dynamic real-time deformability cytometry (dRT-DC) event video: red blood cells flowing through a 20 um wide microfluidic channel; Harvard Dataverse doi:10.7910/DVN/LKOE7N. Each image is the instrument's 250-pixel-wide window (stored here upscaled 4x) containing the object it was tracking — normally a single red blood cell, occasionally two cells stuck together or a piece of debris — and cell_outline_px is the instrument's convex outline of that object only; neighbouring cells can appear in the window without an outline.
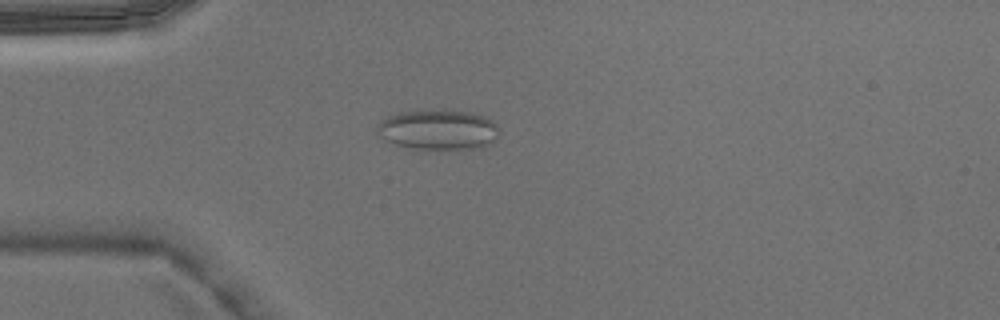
{"species": "Egyptian fruit bat (a non-hibernating species)", "species_latin": "Rousettus aegyptiacus", "temperature_condition": "warm", "stored_images_in_passage": 5, "camera_frame_rate_fps": 3000, "um_per_image_px": 0.085, "animal": {"sex": "male"}, "frame": {"image": 1, "passage_image": 4, "time_ms": 1.0, "image_size_px": [1000, 320], "cell_outline_px": [[500, 132], [492, 144], [480, 148], [412, 148], [396, 144], [384, 140], [376, 136], [376, 124], [380, 120], [396, 112], [440, 108], [444, 108], [468, 112], [484, 116], [492, 120], [496, 124]], "centroid_in_image_um": [37.21, 10.99], "position_along_channel_um": 47.8, "area_um2": 29.19}}